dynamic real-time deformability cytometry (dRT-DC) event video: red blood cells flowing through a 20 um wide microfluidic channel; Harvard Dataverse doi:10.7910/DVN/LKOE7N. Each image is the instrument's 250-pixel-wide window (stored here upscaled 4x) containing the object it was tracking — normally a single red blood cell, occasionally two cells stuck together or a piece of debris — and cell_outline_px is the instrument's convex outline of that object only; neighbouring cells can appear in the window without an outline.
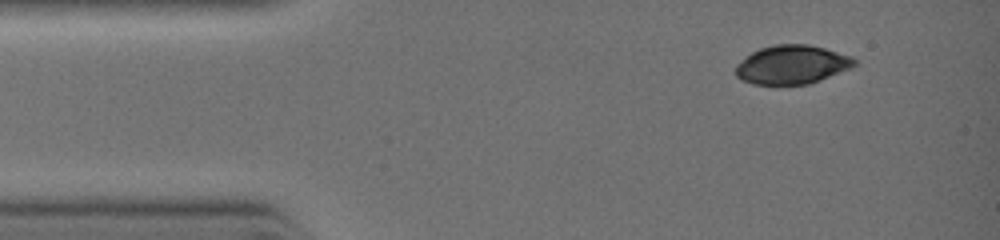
{"species": "common noctule bat (a hibernating species)", "species_latin": "Nyctalus noctula", "temperature_condition": "warm", "stored_images_in_passage": 8, "camera_frame_rate_fps": 3000, "um_per_image_px": 0.085, "animal": {"sex": "female", "body_mass_g": 19.0, "forearm_length_mm": 51.5}, "frame": {"image": 1, "passage_image": 1, "time_ms": 0.0, "image_size_px": [1000, 240], "cell_outline_px": [[856, 64], [852, 68], [820, 80], [808, 84], [752, 84], [736, 76], [736, 64], [752, 52], [760, 48], [776, 44], [808, 44], [824, 48], [852, 56], [856, 60]], "centroid_in_image_um": [67.34, 5.49], "position_along_channel_um": 17.7, "area_um2": 26.76}}
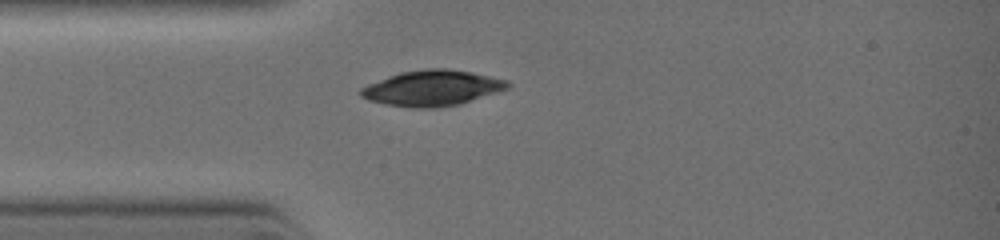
{"frame": {"image": 2, "passage_image": 5, "time_ms": 1.667, "image_size_px": [1000, 240], "cell_outline_px": [[512, 84], [508, 88], [460, 104], [432, 108], [412, 108], [384, 104], [368, 100], [360, 96], [360, 88], [368, 84], [388, 76], [400, 72], [424, 68], [448, 68], [472, 72], [508, 80]], "centroid_in_image_um": [36.72, 7.48], "position_along_channel_um": 48.3, "area_um2": 30.58}}